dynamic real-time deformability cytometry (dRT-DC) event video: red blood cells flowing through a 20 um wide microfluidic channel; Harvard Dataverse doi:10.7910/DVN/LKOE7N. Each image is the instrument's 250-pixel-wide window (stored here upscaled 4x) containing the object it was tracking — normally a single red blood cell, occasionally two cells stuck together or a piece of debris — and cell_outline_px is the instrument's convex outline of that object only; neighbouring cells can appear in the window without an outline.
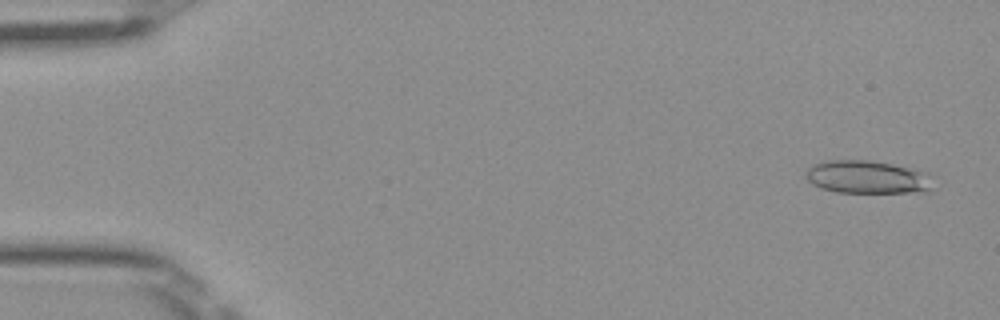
{"species": "Egyptian fruit bat (a non-hibernating species)", "species_latin": "Rousettus aegyptiacus", "temperature_condition": "room temperature", "stored_images_in_passage": 50, "camera_frame_rate_fps": 3000, "um_per_image_px": 0.085, "frame": {"image": 1, "passage_image": 2, "time_ms": 0.333, "image_size_px": [1000, 320], "cell_outline_px": [[936, 176], [932, 188], [924, 192], [836, 192], [820, 188], [812, 184], [804, 176], [808, 168], [812, 164], [828, 160], [872, 160], [892, 164], [928, 172]], "centroid_in_image_um": [73.77, 15.05], "position_along_channel_um": 11.2, "area_um2": 24.91}}
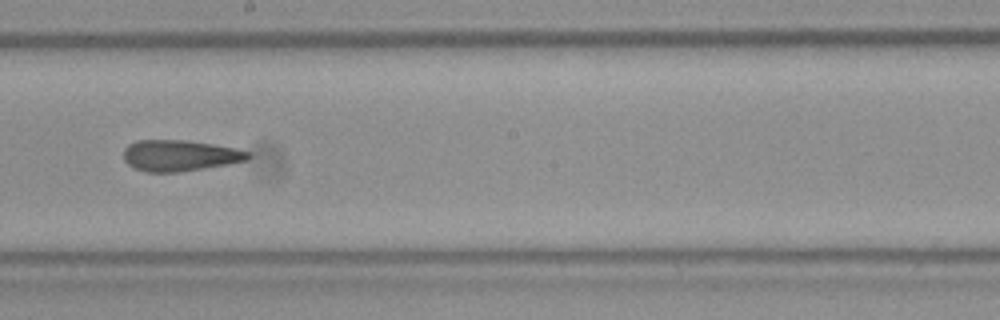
{"frame": {"image": 2, "passage_image": 28, "time_ms": 9.0, "image_size_px": [1000, 320], "cell_outline_px": [[252, 156], [248, 160], [228, 164], [180, 172], [148, 172], [136, 168], [128, 164], [124, 160], [124, 148], [128, 144], [136, 140], [184, 140], [212, 144], [236, 148], [252, 152]], "centroid_in_image_um": [15.31, 13.21], "position_along_channel_um": 232.9, "area_um2": 22.66}}
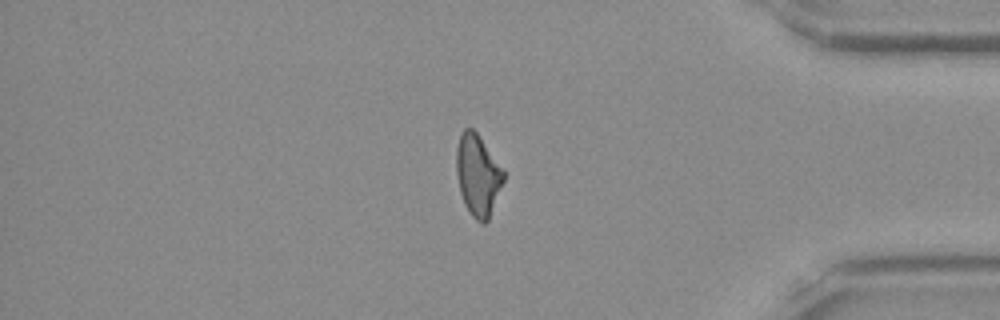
{"frame": {"image": 3, "passage_image": 42, "time_ms": 13.667, "image_size_px": [1000, 320], "cell_outline_px": [[504, 180], [488, 220], [484, 224], [476, 220], [472, 216], [464, 204], [460, 192], [456, 172], [456, 148], [460, 132], [464, 128], [472, 128], [476, 132], [504, 168]], "centroid_in_image_um": [40.61, 14.86], "position_along_channel_um": 394.6, "area_um2": 22.48}, "authors_computed_cell_mechanics": {"area_um2": 23.3223, "velocity_mm_per_s": 4.0416, "shape_relaxation_time_tau1_ms": null, "shape_relaxation_time_tau2_ms": 4.8248, "deformation_change_tau1": null, "deformation_change_tau2": 0.1575}}